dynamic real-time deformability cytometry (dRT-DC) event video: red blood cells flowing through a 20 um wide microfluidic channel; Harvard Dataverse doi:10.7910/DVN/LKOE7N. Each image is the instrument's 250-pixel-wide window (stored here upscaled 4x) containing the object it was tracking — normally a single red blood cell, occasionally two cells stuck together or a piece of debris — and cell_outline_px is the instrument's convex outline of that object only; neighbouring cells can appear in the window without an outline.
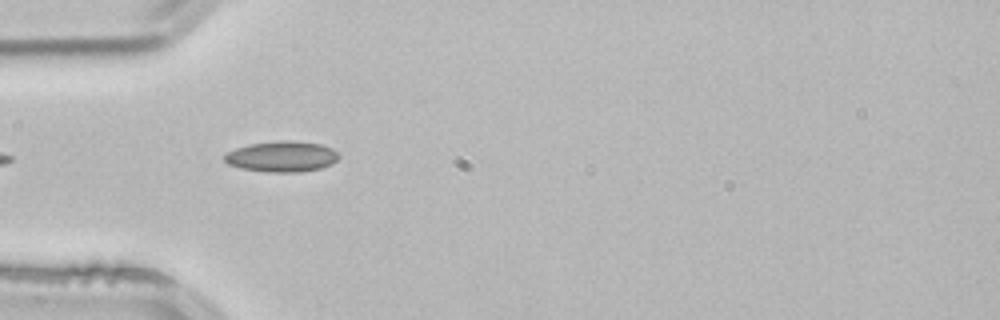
{"species": "common noctule bat (a hibernating species)", "species_latin": "Nyctalus noctula", "temperature_condition": "room temperature", "stored_images_in_passage": 1, "camera_frame_rate_fps": 3000, "um_per_image_px": 0.085, "animal": {"sex": "male", "body_mass_g": 21.5, "forearm_length_mm": 52.0}, "frame": {"image": 1, "passage_image": 1, "time_ms": 0.0, "image_size_px": [1000, 320], "cell_outline_px": [[340, 156], [332, 164], [320, 168], [300, 172], [268, 172], [240, 168], [228, 164], [224, 160], [224, 152], [248, 144], [280, 140], [292, 140], [320, 144], [332, 148]], "centroid_in_image_um": [23.93, 13.3], "position_along_channel_um": 61.1, "area_um2": 20.63}}